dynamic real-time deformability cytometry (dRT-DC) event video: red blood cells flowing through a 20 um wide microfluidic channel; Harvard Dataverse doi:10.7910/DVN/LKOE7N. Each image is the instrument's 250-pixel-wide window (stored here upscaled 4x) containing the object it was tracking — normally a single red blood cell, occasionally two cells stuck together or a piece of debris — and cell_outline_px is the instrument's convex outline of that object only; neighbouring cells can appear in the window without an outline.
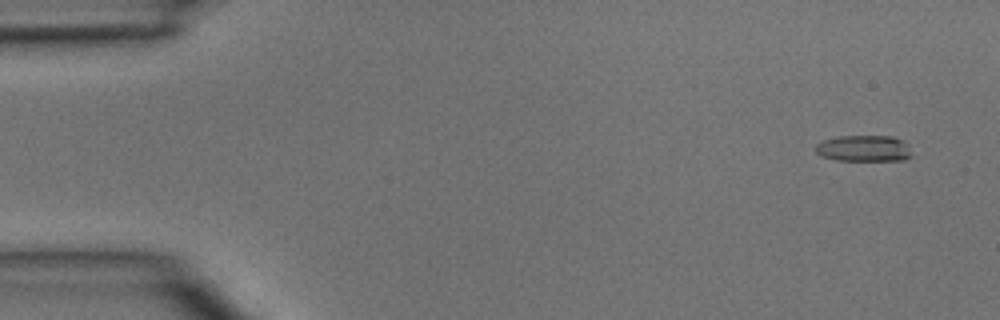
{"species": "common noctule bat (a hibernating species)", "species_latin": "Nyctalus noctula", "temperature_condition": "room temperature", "stored_images_in_passage": 4, "camera_frame_rate_fps": 3000, "um_per_image_px": 0.085, "animal": {"sex": "male", "body_mass_g": 15.6}, "frame": {"image": 1, "passage_image": 1, "time_ms": 0.0, "image_size_px": [1000, 320], "cell_outline_px": [[916, 156], [904, 160], [836, 160], [820, 156], [816, 152], [816, 144], [824, 140], [840, 136], [892, 136], [900, 140]], "centroid_in_image_um": [73.44, 12.63], "position_along_channel_um": 11.6, "area_um2": 14.68}}
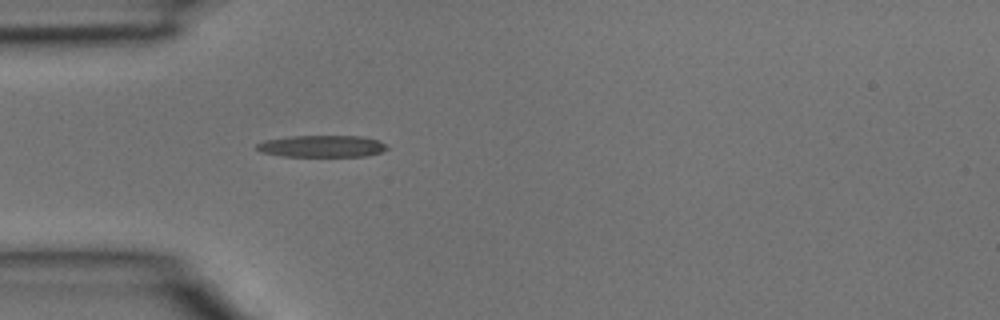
{"frame": {"image": 2, "passage_image": 4, "time_ms": 1.0, "image_size_px": [1000, 320], "cell_outline_px": [[388, 148], [380, 152], [368, 156], [280, 156], [260, 152], [256, 148], [256, 144], [264, 140], [288, 136], [364, 136], [380, 140]], "centroid_in_image_um": [27.34, 12.42], "position_along_channel_um": 57.7, "area_um2": 16.7}}